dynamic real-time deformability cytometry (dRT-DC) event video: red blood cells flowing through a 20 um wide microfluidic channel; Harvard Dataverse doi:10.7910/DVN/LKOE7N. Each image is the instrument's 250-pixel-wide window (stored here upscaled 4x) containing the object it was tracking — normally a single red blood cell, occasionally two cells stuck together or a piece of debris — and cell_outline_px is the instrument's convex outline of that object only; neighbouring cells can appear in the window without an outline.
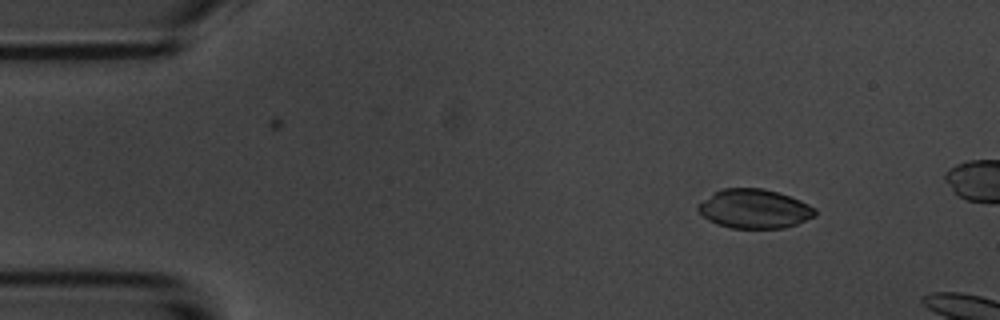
{"species": "common noctule bat (a hibernating species)", "species_latin": "Nyctalus noctula", "temperature_condition": "room temperature", "stored_images_in_passage": 4, "camera_frame_rate_fps": 3000, "um_per_image_px": 0.085, "animal": {"sex": "male", "body_mass_g": 20.1, "forearm_length_mm": 53.5}, "frame": {"image": 1, "passage_image": 1, "time_ms": 0.0, "image_size_px": [1000, 320], "cell_outline_px": [[816, 216], [796, 224], [784, 228], [732, 228], [716, 224], [708, 220], [696, 208], [696, 204], [716, 192], [724, 188], [764, 188], [800, 200], [816, 208]], "centroid_in_image_um": [64.12, 17.75], "position_along_channel_um": 20.9, "area_um2": 26.59}}